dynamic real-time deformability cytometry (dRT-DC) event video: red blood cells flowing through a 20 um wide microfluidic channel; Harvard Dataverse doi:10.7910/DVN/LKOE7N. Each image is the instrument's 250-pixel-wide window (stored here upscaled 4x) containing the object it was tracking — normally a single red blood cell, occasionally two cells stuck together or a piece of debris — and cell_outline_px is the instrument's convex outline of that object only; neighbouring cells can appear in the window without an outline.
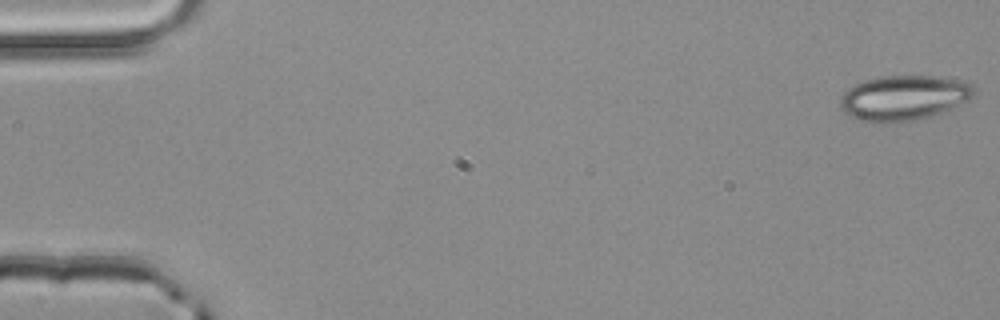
{"species": "common noctule bat (a hibernating species)", "species_latin": "Nyctalus noctula", "temperature_condition": "room temperature", "stored_images_in_passage": 9, "camera_frame_rate_fps": 3000, "um_per_image_px": 0.085, "animal": {"sex": "male", "body_mass_g": 20.4}, "frame": {"image": 1, "passage_image": 1, "time_ms": 0.0, "image_size_px": [1000, 320], "cell_outline_px": [[976, 92], [968, 100], [940, 112], [928, 116], [912, 120], [884, 124], [876, 124], [848, 116], [840, 108], [840, 96], [848, 88], [864, 80], [880, 76], [932, 76], [956, 80], [972, 84], [976, 88]], "centroid_in_image_um": [76.75, 8.32], "position_along_channel_um": 8.2, "area_um2": 35.03}}